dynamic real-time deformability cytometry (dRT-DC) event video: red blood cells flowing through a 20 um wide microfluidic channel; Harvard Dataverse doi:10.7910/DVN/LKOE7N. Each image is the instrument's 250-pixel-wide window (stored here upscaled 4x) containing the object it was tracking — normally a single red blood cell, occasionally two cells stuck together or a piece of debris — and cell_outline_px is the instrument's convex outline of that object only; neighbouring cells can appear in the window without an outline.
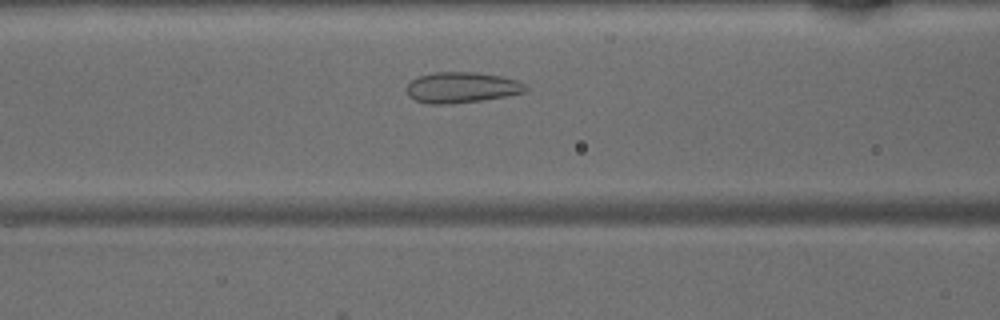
{"species": "common noctule bat (a hibernating species)", "species_latin": "Nyctalus noctula", "temperature_condition": "warm", "stored_images_in_passage": 40, "camera_frame_rate_fps": 3000, "um_per_image_px": 0.085, "animal": {"sex": "male", "body_mass_g": 15.6}, "frame": {"image": 1, "passage_image": 12, "time_ms": 3.667, "image_size_px": [1000, 320], "cell_outline_px": [[528, 92], [480, 100], [448, 104], [432, 104], [416, 100], [408, 96], [404, 88], [412, 80], [420, 76], [436, 72], [476, 72], [500, 76], [516, 80], [524, 84], [528, 88]], "centroid_in_image_um": [39.23, 7.43], "position_along_channel_um": 127.4, "area_um2": 21.21}}
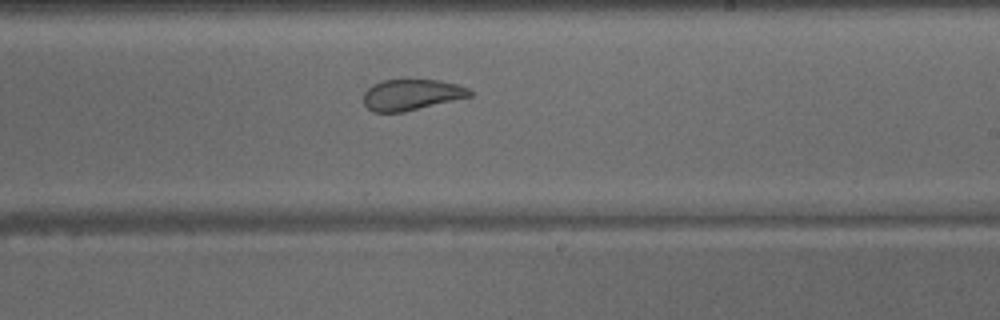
{"frame": {"image": 2, "passage_image": 21, "time_ms": 6.667, "image_size_px": [1000, 320], "cell_outline_px": [[472, 96], [404, 112], [372, 112], [364, 104], [364, 92], [372, 84], [384, 80], [440, 80], [456, 84], [468, 88], [472, 92]], "centroid_in_image_um": [34.97, 8.05], "position_along_channel_um": 254.0, "area_um2": 19.13}}
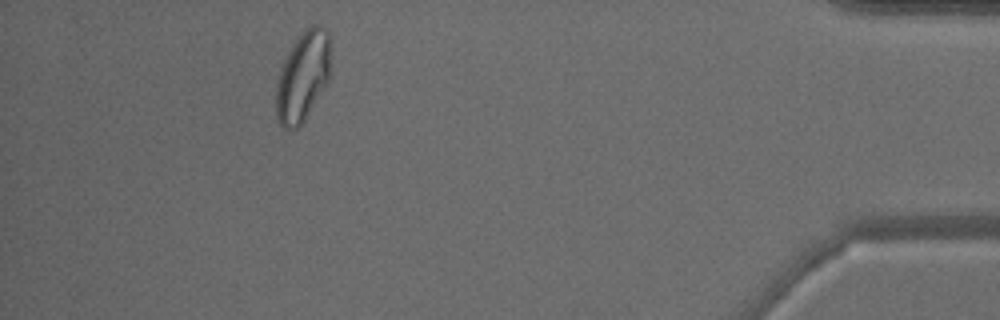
{"frame": {"image": 3, "passage_image": 36, "time_ms": 11.667, "image_size_px": [1000, 320], "cell_outline_px": [[332, 40], [328, 80], [304, 120], [296, 128], [284, 128], [280, 124], [276, 116], [276, 88], [280, 68], [292, 44], [312, 24], [316, 24], [324, 28], [328, 32]], "centroid_in_image_um": [25.75, 6.46], "position_along_channel_um": 409.5, "area_um2": 28.32}}